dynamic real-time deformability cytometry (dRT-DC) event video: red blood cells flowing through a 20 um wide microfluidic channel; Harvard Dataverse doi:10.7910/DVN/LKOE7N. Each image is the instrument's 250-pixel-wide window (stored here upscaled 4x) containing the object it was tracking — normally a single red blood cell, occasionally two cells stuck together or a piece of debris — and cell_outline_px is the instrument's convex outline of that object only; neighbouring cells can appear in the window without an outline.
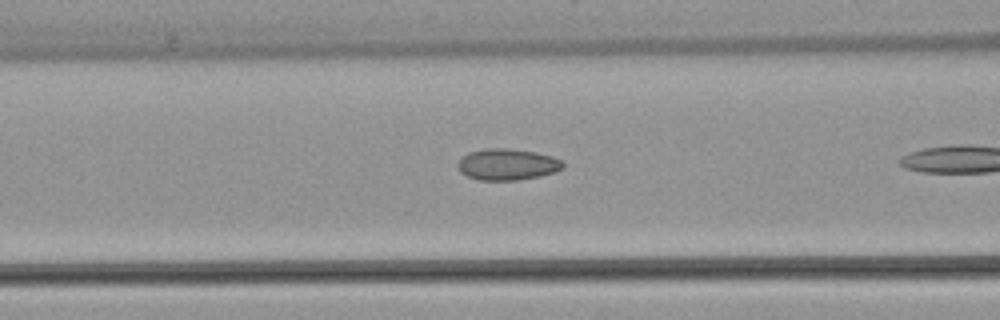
{"species": "common noctule bat (a hibernating species)", "species_latin": "Nyctalus noctula", "temperature_condition": "warm", "stored_images_in_passage": 14, "camera_frame_rate_fps": 3000, "um_per_image_px": 0.085, "animal": {"sex": "female", "body_mass_g": 22.7, "forearm_length_mm": 54.2}, "frame": {"image": 1, "passage_image": 7, "time_ms": 2.0, "image_size_px": [1000, 320], "cell_outline_px": [[564, 168], [540, 176], [516, 180], [480, 180], [468, 176], [460, 172], [456, 164], [468, 152], [484, 148], [508, 148], [536, 152], [552, 156], [564, 160]], "centroid_in_image_um": [43.13, 13.96], "position_along_channel_um": 123.5, "area_um2": 19.31}}
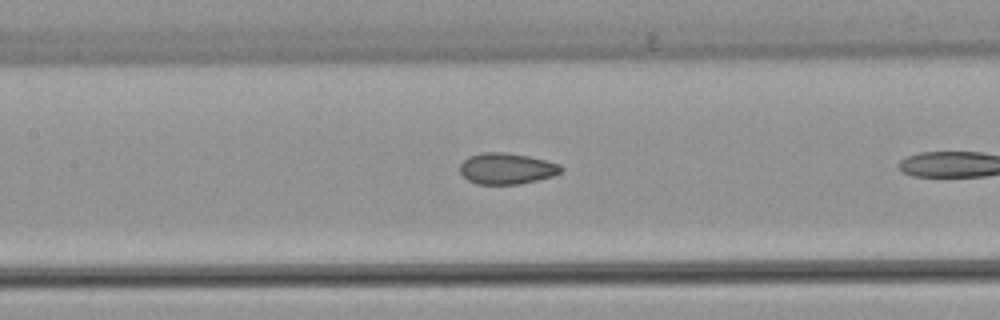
{"frame": {"image": 2, "passage_image": 10, "time_ms": 3.0, "image_size_px": [1000, 320], "cell_outline_px": [[564, 168], [560, 172], [552, 176], [520, 184], [476, 184], [468, 180], [460, 172], [460, 164], [468, 156], [480, 152], [504, 152], [528, 156], [560, 164]], "centroid_in_image_um": [43.04, 14.32], "position_along_channel_um": 164.4, "area_um2": 18.32}}